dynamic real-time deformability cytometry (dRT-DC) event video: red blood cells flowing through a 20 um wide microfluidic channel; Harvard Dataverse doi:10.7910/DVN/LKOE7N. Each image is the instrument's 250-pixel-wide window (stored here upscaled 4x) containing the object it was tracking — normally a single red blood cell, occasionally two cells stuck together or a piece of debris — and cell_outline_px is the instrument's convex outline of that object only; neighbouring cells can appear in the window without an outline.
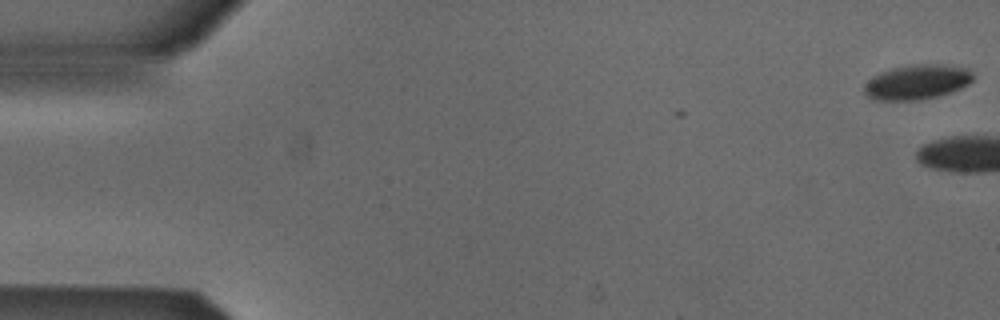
{"species": "Egyptian fruit bat (a non-hibernating species)", "species_latin": "Rousettus aegyptiacus", "temperature_condition": "cold", "stored_images_in_passage": 3, "camera_frame_rate_fps": 3000, "um_per_image_px": 0.085, "animal": {"sex": "male"}, "frame": {"image": 1, "passage_image": 1, "time_ms": 0.0, "image_size_px": [1000, 320], "cell_outline_px": [[972, 80], [968, 84], [960, 88], [936, 96], [916, 100], [872, 100], [864, 92], [864, 84], [872, 76], [880, 72], [892, 68], [916, 64], [944, 64], [968, 68], [972, 72]], "centroid_in_image_um": [77.92, 6.96], "position_along_channel_um": 7.1, "area_um2": 21.96}}